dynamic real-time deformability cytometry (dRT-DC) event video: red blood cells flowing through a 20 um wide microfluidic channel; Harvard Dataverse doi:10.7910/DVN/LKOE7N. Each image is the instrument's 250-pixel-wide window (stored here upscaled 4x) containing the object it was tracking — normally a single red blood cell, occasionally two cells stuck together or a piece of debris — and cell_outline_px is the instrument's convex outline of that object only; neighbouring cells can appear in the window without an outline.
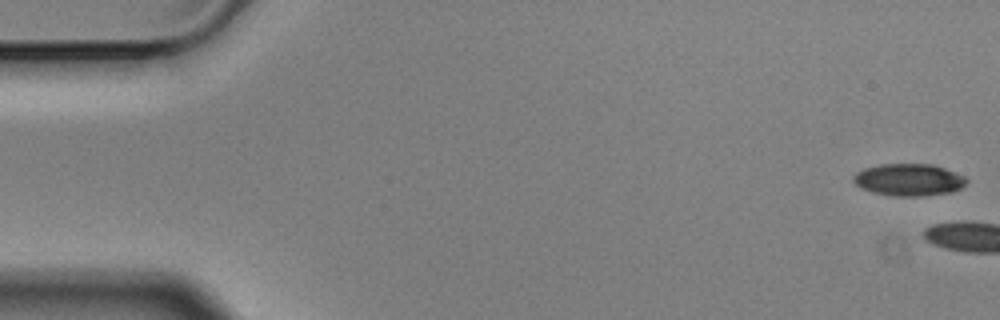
{"species": "Egyptian fruit bat (a non-hibernating species)", "species_latin": "Rousettus aegyptiacus", "temperature_condition": "cold", "stored_images_in_passage": 10, "camera_frame_rate_fps": 3000, "um_per_image_px": 0.085, "animal": {"sex": "male"}, "frame": {"image": 1, "passage_image": 1, "time_ms": 0.0, "image_size_px": [1000, 320], "cell_outline_px": [[968, 180], [960, 188], [952, 192], [924, 196], [892, 196], [872, 192], [860, 188], [852, 180], [852, 176], [856, 172], [864, 168], [880, 164], [932, 164], [944, 168], [964, 176]], "centroid_in_image_um": [77.21, 15.28], "position_along_channel_um": 7.8, "area_um2": 21.27}}